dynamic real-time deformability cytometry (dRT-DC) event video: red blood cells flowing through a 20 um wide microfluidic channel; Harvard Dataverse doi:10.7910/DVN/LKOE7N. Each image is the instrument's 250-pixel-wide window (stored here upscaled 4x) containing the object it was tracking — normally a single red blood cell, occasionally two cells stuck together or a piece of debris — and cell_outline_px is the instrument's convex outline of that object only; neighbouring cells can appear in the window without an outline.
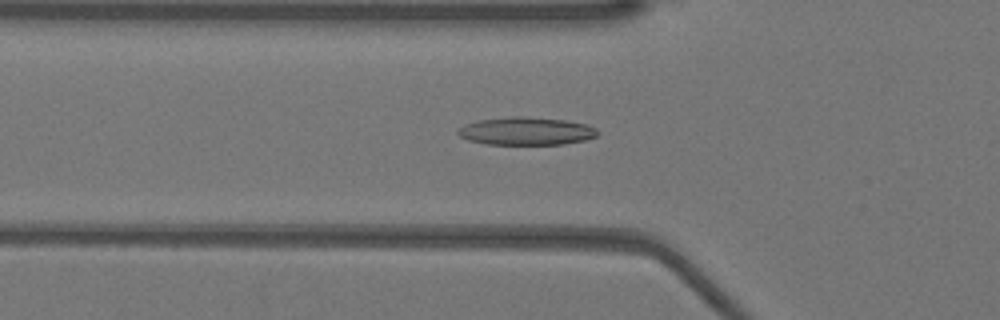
{"species": "Egyptian fruit bat (a non-hibernating species)", "species_latin": "Rousettus aegyptiacus", "temperature_condition": "warm", "stored_images_in_passage": 36, "camera_frame_rate_fps": 3000, "um_per_image_px": 0.085, "animal": {"sex": "female"}, "frame": {"image": 1, "passage_image": 3, "time_ms": 0.667, "image_size_px": [1000, 320], "cell_outline_px": [[600, 132], [596, 136], [584, 140], [564, 144], [488, 144], [468, 140], [460, 136], [456, 132], [464, 124], [476, 120], [512, 116], [524, 116], [564, 120], [588, 124], [596, 128]], "centroid_in_image_um": [44.73, 11.13], "position_along_channel_um": 81.1, "area_um2": 22.77}}
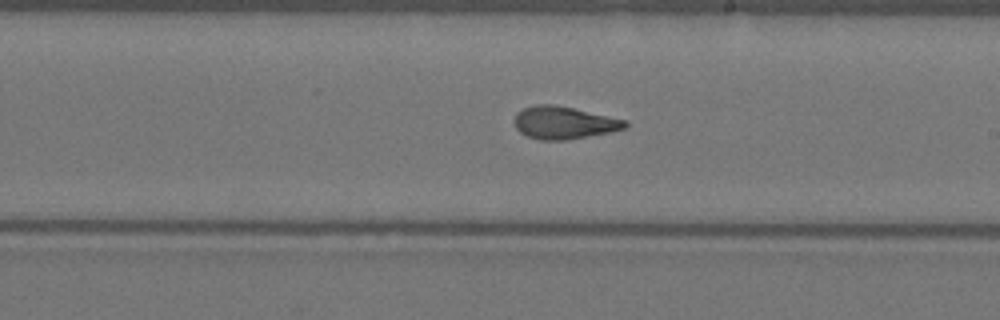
{"frame": {"image": 2, "passage_image": 15, "time_ms": 4.667, "image_size_px": [1000, 320], "cell_outline_px": [[628, 128], [612, 132], [564, 140], [540, 140], [528, 136], [520, 132], [516, 128], [516, 112], [524, 108], [536, 104], [552, 104], [572, 108], [628, 120]], "centroid_in_image_um": [47.98, 10.43], "position_along_channel_um": 241.0, "area_um2": 20.92}}
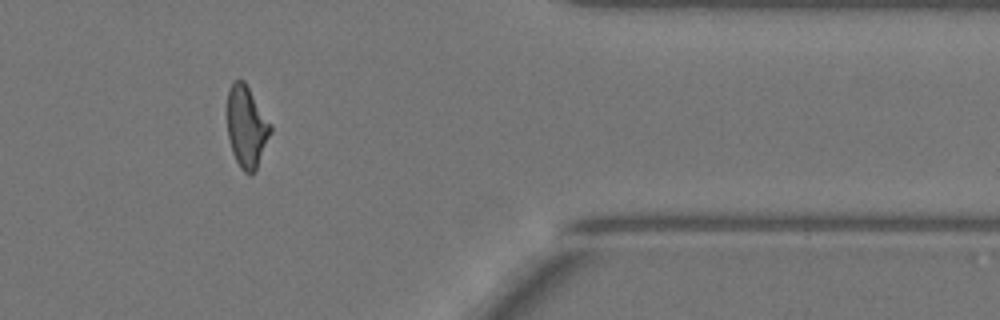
{"frame": {"image": 3, "passage_image": 28, "time_ms": 9.0, "image_size_px": [1000, 320], "cell_outline_px": [[272, 132], [256, 168], [252, 172], [244, 172], [240, 168], [232, 152], [228, 136], [228, 88], [236, 80], [244, 80], [272, 124]], "centroid_in_image_um": [20.97, 10.75], "position_along_channel_um": 390.4, "area_um2": 20.4}, "authors_computed_cell_mechanics": {"area_um2": 20.9525, "velocity_mm_per_s": 3.9721, "shape_relaxation_time_tau1_ms": 9.5919, "shape_relaxation_time_tau2_ms": 1.6809, "deformation_change_tau1": 0.2803, "deformation_change_tau2": 0.0862}}